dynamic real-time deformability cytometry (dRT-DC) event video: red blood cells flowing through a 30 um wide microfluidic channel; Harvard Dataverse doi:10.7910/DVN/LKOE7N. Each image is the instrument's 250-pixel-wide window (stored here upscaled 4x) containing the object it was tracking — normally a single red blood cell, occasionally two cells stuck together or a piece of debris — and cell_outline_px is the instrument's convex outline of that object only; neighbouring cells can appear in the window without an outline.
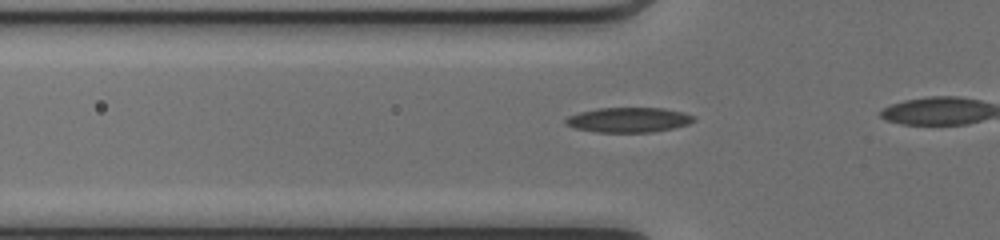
{"species": "common noctule bat (a hibernating species)", "species_latin": "Nyctalus noctula", "temperature_condition": "cold", "stored_images_in_passage": 16, "camera_frame_rate_fps": 3000, "um_per_image_px": 0.085, "animal": {"sex": "female", "body_mass_g": 17.0, "forearm_length_mm": 48.0}, "frame": {"image": 1, "passage_image": 11, "time_ms": 3.333, "image_size_px": [1000, 240], "cell_outline_px": [[696, 120], [688, 124], [672, 128], [652, 132], [596, 132], [576, 128], [564, 124], [564, 120], [568, 116], [580, 112], [596, 108], [664, 108], [684, 112], [696, 116]], "centroid_in_image_um": [53.44, 10.18], "position_along_channel_um": 72.4, "area_um2": 18.67}}
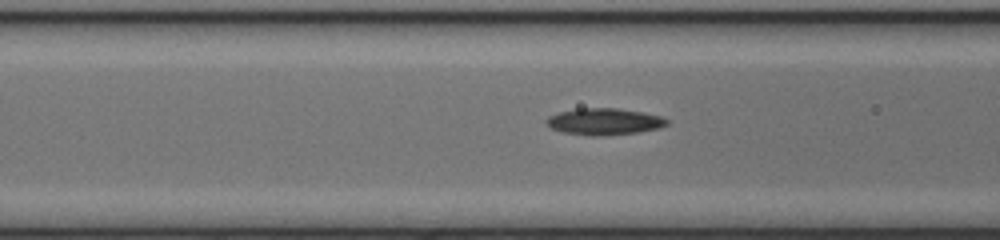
{"frame": {"image": 2, "passage_image": 14, "time_ms": 4.333, "image_size_px": [1000, 240], "cell_outline_px": [[668, 124], [660, 128], [636, 132], [596, 136], [592, 136], [564, 132], [552, 128], [544, 120], [548, 116], [560, 112], [576, 108], [616, 108], [644, 112], [664, 116], [668, 120]], "centroid_in_image_um": [51.39, 10.32], "position_along_channel_um": 115.2, "area_um2": 18.67}}